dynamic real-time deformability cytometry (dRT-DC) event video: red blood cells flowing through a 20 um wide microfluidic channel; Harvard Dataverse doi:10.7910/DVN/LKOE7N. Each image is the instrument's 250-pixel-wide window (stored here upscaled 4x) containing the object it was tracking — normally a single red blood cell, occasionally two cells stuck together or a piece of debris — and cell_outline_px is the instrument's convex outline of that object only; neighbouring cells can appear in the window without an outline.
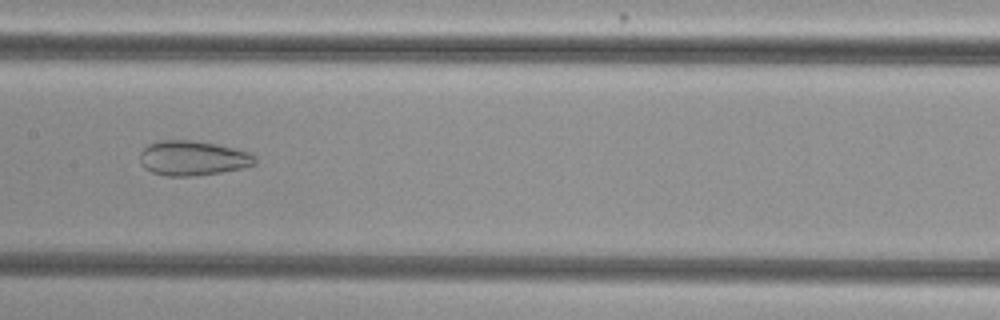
{"species": "common noctule bat (a hibernating species)", "species_latin": "Nyctalus noctula", "temperature_condition": "cold", "stored_images_in_passage": 44, "camera_frame_rate_fps": 3000, "um_per_image_px": 0.085, "animal": {"sex": "female", "body_mass_g": 29.2, "forearm_length_mm": 56.3}, "frame": {"image": 1, "passage_image": 18, "time_ms": 5.667, "image_size_px": [1000, 320], "cell_outline_px": [[256, 164], [244, 168], [196, 176], [164, 176], [152, 172], [144, 168], [140, 164], [140, 152], [148, 144], [160, 140], [192, 140], [232, 148], [248, 152], [256, 156]], "centroid_in_image_um": [16.36, 13.45], "position_along_channel_um": 191.0, "area_um2": 23.35}}
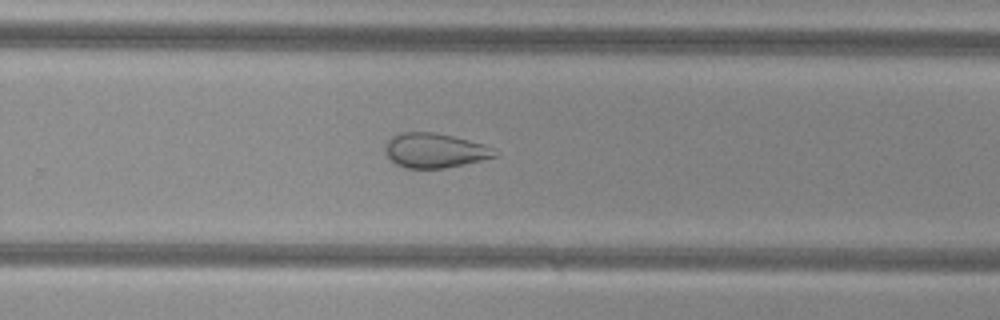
{"frame": {"image": 2, "passage_image": 26, "time_ms": 8.333, "image_size_px": [1000, 320], "cell_outline_px": [[500, 152], [496, 156], [480, 160], [444, 168], [404, 168], [396, 164], [384, 152], [384, 148], [388, 140], [392, 136], [400, 132], [436, 132], [484, 144], [496, 148]], "centroid_in_image_um": [36.95, 12.78], "position_along_channel_um": 292.8, "area_um2": 22.14}}
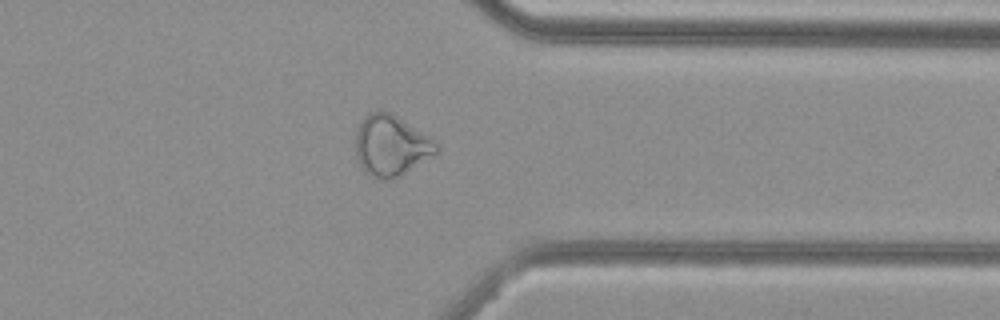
{"frame": {"image": 3, "passage_image": 33, "time_ms": 10.667, "image_size_px": [1000, 320], "cell_outline_px": [[440, 152], [404, 172], [388, 180], [368, 176], [364, 172], [356, 160], [356, 132], [364, 116], [368, 112], [380, 108], [396, 116], [428, 136], [440, 148]], "centroid_in_image_um": [33.19, 12.36], "position_along_channel_um": 378.2, "area_um2": 28.44}, "authors_computed_cell_mechanics": {"area_um2": 29.1023, "velocity_mm_per_s": 3.8314, "shape_relaxation_time_tau1_ms": null, "shape_relaxation_time_tau2_ms": 2.7498, "deformation_change_tau1": null, "deformation_change_tau2": 0.1036}}